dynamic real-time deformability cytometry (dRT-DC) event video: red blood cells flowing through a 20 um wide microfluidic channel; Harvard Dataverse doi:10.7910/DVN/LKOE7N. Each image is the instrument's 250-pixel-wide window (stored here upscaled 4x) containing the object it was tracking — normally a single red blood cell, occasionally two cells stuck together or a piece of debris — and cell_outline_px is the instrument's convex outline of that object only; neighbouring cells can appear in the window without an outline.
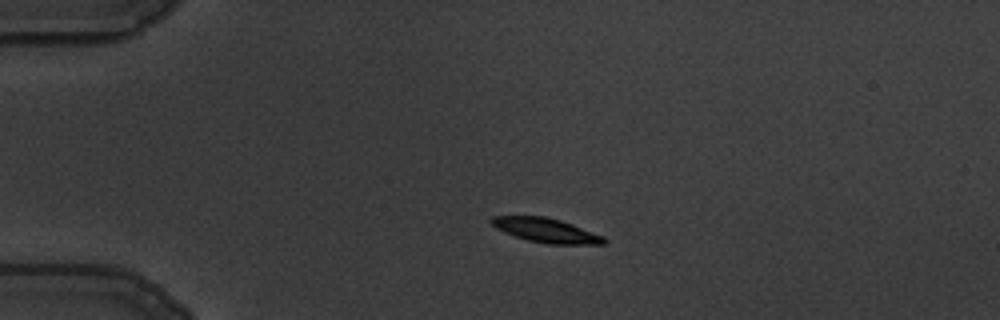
{"species": "common noctule bat (a hibernating species)", "species_latin": "Nyctalus noctula", "temperature_condition": "warm", "stored_images_in_passage": 47, "camera_frame_rate_fps": 3000, "um_per_image_px": 0.085, "animal": {"sex": "male", "body_mass_g": 19.5, "forearm_length_mm": 54.6}, "frame": {"image": 1, "passage_image": 1, "time_ms": 0.0, "image_size_px": [1000, 320], "cell_outline_px": [[608, 240], [604, 244], [548, 244], [528, 240], [504, 232], [496, 228], [488, 220], [492, 216], [544, 216], [560, 220], [572, 224], [604, 236]], "centroid_in_image_um": [46.42, 19.57], "position_along_channel_um": 38.6, "area_um2": 15.9}}
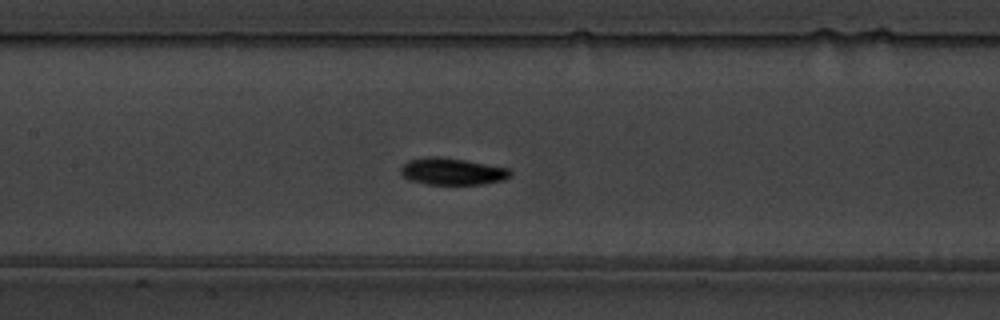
{"frame": {"image": 2, "passage_image": 16, "time_ms": 5.0, "image_size_px": [1000, 320], "cell_outline_px": [[512, 176], [504, 180], [484, 184], [428, 184], [408, 180], [400, 172], [400, 168], [408, 160], [428, 156], [440, 156], [464, 160], [508, 168], [512, 172]], "centroid_in_image_um": [38.44, 14.57], "position_along_channel_um": 169.0, "area_um2": 17.22}}
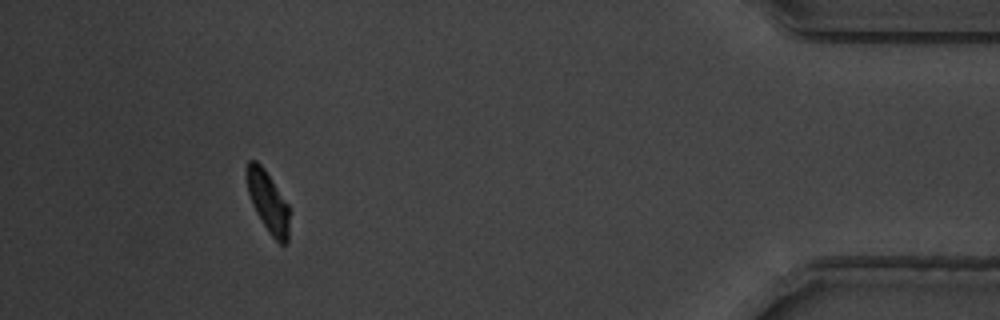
{"frame": {"image": 3, "passage_image": 42, "time_ms": 13.667, "image_size_px": [1000, 320], "cell_outline_px": [[288, 240], [284, 244], [280, 244], [272, 236], [256, 212], [252, 204], [248, 192], [244, 172], [244, 168], [248, 160], [256, 160], [264, 168], [288, 204]], "centroid_in_image_um": [22.73, 17.08], "position_along_channel_um": 412.5, "area_um2": 15.09}, "authors_computed_cell_mechanics": {"area_um2": 16.473, "velocity_mm_per_s": 3.4235, "shape_relaxation_time_tau1_ms": 2.9028, "shape_relaxation_time_tau2_ms": 4.247, "deformation_change_tau1": 0.1658, "deformation_change_tau2": 0.0366}}